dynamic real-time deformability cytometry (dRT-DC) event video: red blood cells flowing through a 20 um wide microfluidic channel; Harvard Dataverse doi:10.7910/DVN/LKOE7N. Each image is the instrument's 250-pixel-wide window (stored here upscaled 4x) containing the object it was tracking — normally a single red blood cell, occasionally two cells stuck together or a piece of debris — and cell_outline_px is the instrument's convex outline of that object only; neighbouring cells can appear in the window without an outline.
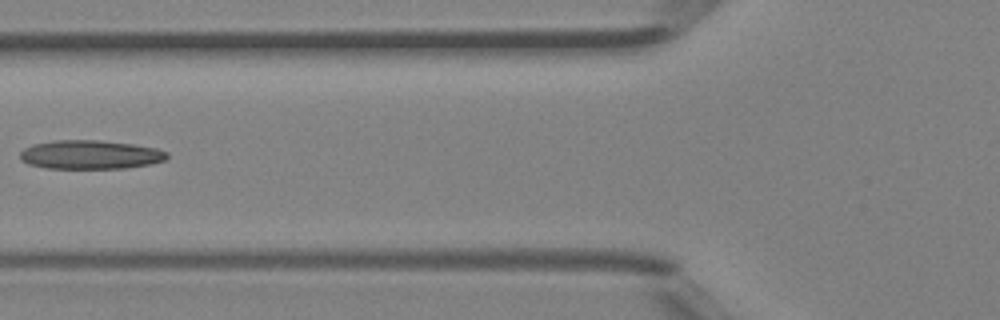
{"species": "Egyptian fruit bat (a non-hibernating species)", "species_latin": "Rousettus aegyptiacus", "temperature_condition": "room temperature", "stored_images_in_passage": 6, "camera_frame_rate_fps": 3000, "um_per_image_px": 0.085, "animal": {"sex": "female"}, "frame": {"image": 1, "passage_image": 6, "time_ms": 1.667, "image_size_px": [1000, 320], "cell_outline_px": [[168, 156], [164, 160], [152, 164], [124, 168], [48, 168], [28, 164], [20, 160], [20, 152], [24, 148], [32, 144], [52, 140], [100, 140], [132, 144], [156, 148], [168, 152]], "centroid_in_image_um": [7.65, 13.14], "position_along_channel_um": 118.1, "area_um2": 24.8}}